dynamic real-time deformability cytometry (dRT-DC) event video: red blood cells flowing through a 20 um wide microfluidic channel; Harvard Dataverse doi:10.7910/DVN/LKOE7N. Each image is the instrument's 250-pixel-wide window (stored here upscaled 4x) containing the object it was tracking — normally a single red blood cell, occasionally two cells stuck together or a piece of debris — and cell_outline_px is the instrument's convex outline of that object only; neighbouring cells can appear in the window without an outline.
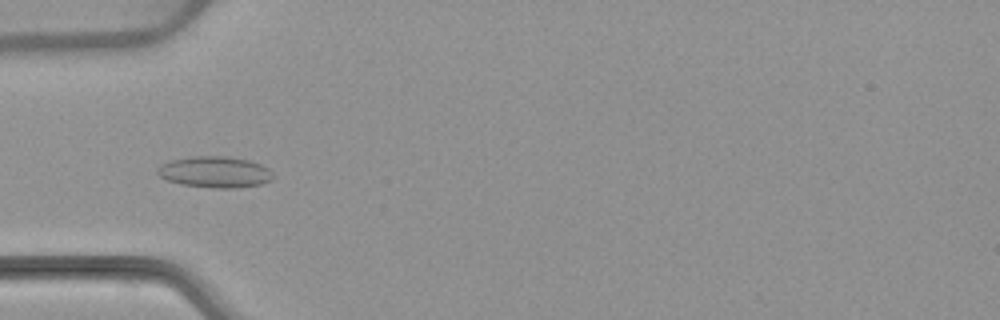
{"species": "common noctule bat (a hibernating species)", "species_latin": "Nyctalus noctula", "temperature_condition": "warm", "stored_images_in_passage": 6, "camera_frame_rate_fps": 3000, "um_per_image_px": 0.085, "animal": {"sex": "female", "body_mass_g": 22.7, "forearm_length_mm": 54.2}, "frame": {"image": 1, "passage_image": 4, "time_ms": 1.0, "image_size_px": [1000, 320], "cell_outline_px": [[276, 176], [272, 180], [260, 184], [236, 188], [212, 188], [180, 184], [168, 180], [160, 176], [156, 172], [156, 168], [160, 164], [172, 160], [192, 156], [228, 156], [248, 160], [260, 164], [268, 168]], "centroid_in_image_um": [18.27, 14.62], "position_along_channel_um": 66.7, "area_um2": 21.21}}